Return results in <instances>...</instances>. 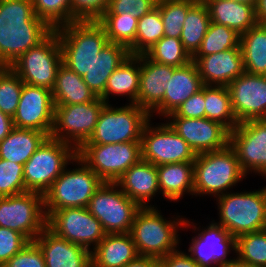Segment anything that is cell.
Segmentation results:
<instances>
[{
	"label": "cell",
	"instance_id": "49",
	"mask_svg": "<svg viewBox=\"0 0 266 267\" xmlns=\"http://www.w3.org/2000/svg\"><path fill=\"white\" fill-rule=\"evenodd\" d=\"M167 117L203 118L205 117L204 86L185 100L174 113Z\"/></svg>",
	"mask_w": 266,
	"mask_h": 267
},
{
	"label": "cell",
	"instance_id": "46",
	"mask_svg": "<svg viewBox=\"0 0 266 267\" xmlns=\"http://www.w3.org/2000/svg\"><path fill=\"white\" fill-rule=\"evenodd\" d=\"M29 242L21 233L0 227V267L21 251Z\"/></svg>",
	"mask_w": 266,
	"mask_h": 267
},
{
	"label": "cell",
	"instance_id": "25",
	"mask_svg": "<svg viewBox=\"0 0 266 267\" xmlns=\"http://www.w3.org/2000/svg\"><path fill=\"white\" fill-rule=\"evenodd\" d=\"M202 79L194 61L176 67L172 78L166 85L163 97V118L172 114L190 96L197 93L203 87Z\"/></svg>",
	"mask_w": 266,
	"mask_h": 267
},
{
	"label": "cell",
	"instance_id": "11",
	"mask_svg": "<svg viewBox=\"0 0 266 267\" xmlns=\"http://www.w3.org/2000/svg\"><path fill=\"white\" fill-rule=\"evenodd\" d=\"M210 222L201 229L200 225L196 227L198 224L185 218L183 228L187 229L190 226L191 229L192 226L195 234L198 231L189 242L187 250L189 256L200 267H233L236 264V257L229 258L228 255L232 251L236 253V238L215 220Z\"/></svg>",
	"mask_w": 266,
	"mask_h": 267
},
{
	"label": "cell",
	"instance_id": "28",
	"mask_svg": "<svg viewBox=\"0 0 266 267\" xmlns=\"http://www.w3.org/2000/svg\"><path fill=\"white\" fill-rule=\"evenodd\" d=\"M209 11L211 22L225 25L242 35L258 22L255 6L233 0H202Z\"/></svg>",
	"mask_w": 266,
	"mask_h": 267
},
{
	"label": "cell",
	"instance_id": "9",
	"mask_svg": "<svg viewBox=\"0 0 266 267\" xmlns=\"http://www.w3.org/2000/svg\"><path fill=\"white\" fill-rule=\"evenodd\" d=\"M63 63L56 30L42 42L23 53L10 68L28 85L52 90L59 67Z\"/></svg>",
	"mask_w": 266,
	"mask_h": 267
},
{
	"label": "cell",
	"instance_id": "27",
	"mask_svg": "<svg viewBox=\"0 0 266 267\" xmlns=\"http://www.w3.org/2000/svg\"><path fill=\"white\" fill-rule=\"evenodd\" d=\"M130 55L126 46L108 42L94 58L92 67L85 74L83 80L97 97H101L105 101L107 80Z\"/></svg>",
	"mask_w": 266,
	"mask_h": 267
},
{
	"label": "cell",
	"instance_id": "42",
	"mask_svg": "<svg viewBox=\"0 0 266 267\" xmlns=\"http://www.w3.org/2000/svg\"><path fill=\"white\" fill-rule=\"evenodd\" d=\"M37 17L53 30L72 23L71 0H32Z\"/></svg>",
	"mask_w": 266,
	"mask_h": 267
},
{
	"label": "cell",
	"instance_id": "2",
	"mask_svg": "<svg viewBox=\"0 0 266 267\" xmlns=\"http://www.w3.org/2000/svg\"><path fill=\"white\" fill-rule=\"evenodd\" d=\"M171 218L164 217L156 206L138 209L130 234L140 256L160 259L178 249L181 244L178 231L183 229L185 218L179 215Z\"/></svg>",
	"mask_w": 266,
	"mask_h": 267
},
{
	"label": "cell",
	"instance_id": "38",
	"mask_svg": "<svg viewBox=\"0 0 266 267\" xmlns=\"http://www.w3.org/2000/svg\"><path fill=\"white\" fill-rule=\"evenodd\" d=\"M97 21L103 26L108 41L126 46L128 49L136 41L138 19L129 13L122 15H101Z\"/></svg>",
	"mask_w": 266,
	"mask_h": 267
},
{
	"label": "cell",
	"instance_id": "16",
	"mask_svg": "<svg viewBox=\"0 0 266 267\" xmlns=\"http://www.w3.org/2000/svg\"><path fill=\"white\" fill-rule=\"evenodd\" d=\"M46 227L60 238L90 251L106 235L100 221L86 207L56 210L47 217Z\"/></svg>",
	"mask_w": 266,
	"mask_h": 267
},
{
	"label": "cell",
	"instance_id": "52",
	"mask_svg": "<svg viewBox=\"0 0 266 267\" xmlns=\"http://www.w3.org/2000/svg\"><path fill=\"white\" fill-rule=\"evenodd\" d=\"M13 128L12 117L0 111V142L12 131Z\"/></svg>",
	"mask_w": 266,
	"mask_h": 267
},
{
	"label": "cell",
	"instance_id": "21",
	"mask_svg": "<svg viewBox=\"0 0 266 267\" xmlns=\"http://www.w3.org/2000/svg\"><path fill=\"white\" fill-rule=\"evenodd\" d=\"M138 56L140 57V83L137 105L148 112L152 119L155 115L161 119L166 85L176 67L154 62L145 54Z\"/></svg>",
	"mask_w": 266,
	"mask_h": 267
},
{
	"label": "cell",
	"instance_id": "12",
	"mask_svg": "<svg viewBox=\"0 0 266 267\" xmlns=\"http://www.w3.org/2000/svg\"><path fill=\"white\" fill-rule=\"evenodd\" d=\"M77 155L104 181L116 182L142 159L141 141L83 144Z\"/></svg>",
	"mask_w": 266,
	"mask_h": 267
},
{
	"label": "cell",
	"instance_id": "37",
	"mask_svg": "<svg viewBox=\"0 0 266 267\" xmlns=\"http://www.w3.org/2000/svg\"><path fill=\"white\" fill-rule=\"evenodd\" d=\"M236 263L266 267V229L236 238Z\"/></svg>",
	"mask_w": 266,
	"mask_h": 267
},
{
	"label": "cell",
	"instance_id": "13",
	"mask_svg": "<svg viewBox=\"0 0 266 267\" xmlns=\"http://www.w3.org/2000/svg\"><path fill=\"white\" fill-rule=\"evenodd\" d=\"M106 104L97 97L82 104L55 105L50 137L69 143L78 150L91 137Z\"/></svg>",
	"mask_w": 266,
	"mask_h": 267
},
{
	"label": "cell",
	"instance_id": "41",
	"mask_svg": "<svg viewBox=\"0 0 266 267\" xmlns=\"http://www.w3.org/2000/svg\"><path fill=\"white\" fill-rule=\"evenodd\" d=\"M198 0H159L157 7L160 10L164 26V36L180 39L183 24L188 10Z\"/></svg>",
	"mask_w": 266,
	"mask_h": 267
},
{
	"label": "cell",
	"instance_id": "51",
	"mask_svg": "<svg viewBox=\"0 0 266 267\" xmlns=\"http://www.w3.org/2000/svg\"><path fill=\"white\" fill-rule=\"evenodd\" d=\"M124 267H159V259L151 256H138Z\"/></svg>",
	"mask_w": 266,
	"mask_h": 267
},
{
	"label": "cell",
	"instance_id": "39",
	"mask_svg": "<svg viewBox=\"0 0 266 267\" xmlns=\"http://www.w3.org/2000/svg\"><path fill=\"white\" fill-rule=\"evenodd\" d=\"M240 47V34L229 27L210 22L207 33L192 57H203Z\"/></svg>",
	"mask_w": 266,
	"mask_h": 267
},
{
	"label": "cell",
	"instance_id": "45",
	"mask_svg": "<svg viewBox=\"0 0 266 267\" xmlns=\"http://www.w3.org/2000/svg\"><path fill=\"white\" fill-rule=\"evenodd\" d=\"M157 2L158 0H109L107 9L101 15L129 13L139 19L154 9Z\"/></svg>",
	"mask_w": 266,
	"mask_h": 267
},
{
	"label": "cell",
	"instance_id": "54",
	"mask_svg": "<svg viewBox=\"0 0 266 267\" xmlns=\"http://www.w3.org/2000/svg\"><path fill=\"white\" fill-rule=\"evenodd\" d=\"M233 1H238V2H243V3H250V4L255 6L258 0H233Z\"/></svg>",
	"mask_w": 266,
	"mask_h": 267
},
{
	"label": "cell",
	"instance_id": "50",
	"mask_svg": "<svg viewBox=\"0 0 266 267\" xmlns=\"http://www.w3.org/2000/svg\"><path fill=\"white\" fill-rule=\"evenodd\" d=\"M178 249L159 259V267H200L186 251Z\"/></svg>",
	"mask_w": 266,
	"mask_h": 267
},
{
	"label": "cell",
	"instance_id": "17",
	"mask_svg": "<svg viewBox=\"0 0 266 267\" xmlns=\"http://www.w3.org/2000/svg\"><path fill=\"white\" fill-rule=\"evenodd\" d=\"M229 145L246 175L253 172L266 179V119L239 123L230 131Z\"/></svg>",
	"mask_w": 266,
	"mask_h": 267
},
{
	"label": "cell",
	"instance_id": "20",
	"mask_svg": "<svg viewBox=\"0 0 266 267\" xmlns=\"http://www.w3.org/2000/svg\"><path fill=\"white\" fill-rule=\"evenodd\" d=\"M226 87L238 123L266 119V75L244 72Z\"/></svg>",
	"mask_w": 266,
	"mask_h": 267
},
{
	"label": "cell",
	"instance_id": "48",
	"mask_svg": "<svg viewBox=\"0 0 266 267\" xmlns=\"http://www.w3.org/2000/svg\"><path fill=\"white\" fill-rule=\"evenodd\" d=\"M109 0H71L72 22L97 20L107 9Z\"/></svg>",
	"mask_w": 266,
	"mask_h": 267
},
{
	"label": "cell",
	"instance_id": "19",
	"mask_svg": "<svg viewBox=\"0 0 266 267\" xmlns=\"http://www.w3.org/2000/svg\"><path fill=\"white\" fill-rule=\"evenodd\" d=\"M54 107L51 90L24 83L16 113L12 117L13 125L16 128L39 130L50 137Z\"/></svg>",
	"mask_w": 266,
	"mask_h": 267
},
{
	"label": "cell",
	"instance_id": "40",
	"mask_svg": "<svg viewBox=\"0 0 266 267\" xmlns=\"http://www.w3.org/2000/svg\"><path fill=\"white\" fill-rule=\"evenodd\" d=\"M150 60L173 67H181L192 61L180 39L163 36L144 53Z\"/></svg>",
	"mask_w": 266,
	"mask_h": 267
},
{
	"label": "cell",
	"instance_id": "15",
	"mask_svg": "<svg viewBox=\"0 0 266 267\" xmlns=\"http://www.w3.org/2000/svg\"><path fill=\"white\" fill-rule=\"evenodd\" d=\"M142 159L160 166L171 163L194 162L196 154L188 143L167 122L145 125L141 137Z\"/></svg>",
	"mask_w": 266,
	"mask_h": 267
},
{
	"label": "cell",
	"instance_id": "29",
	"mask_svg": "<svg viewBox=\"0 0 266 267\" xmlns=\"http://www.w3.org/2000/svg\"><path fill=\"white\" fill-rule=\"evenodd\" d=\"M158 185L163 198L178 201L186 194L194 196V162L157 166Z\"/></svg>",
	"mask_w": 266,
	"mask_h": 267
},
{
	"label": "cell",
	"instance_id": "1",
	"mask_svg": "<svg viewBox=\"0 0 266 267\" xmlns=\"http://www.w3.org/2000/svg\"><path fill=\"white\" fill-rule=\"evenodd\" d=\"M52 31L35 15L32 0H0V61L6 67Z\"/></svg>",
	"mask_w": 266,
	"mask_h": 267
},
{
	"label": "cell",
	"instance_id": "5",
	"mask_svg": "<svg viewBox=\"0 0 266 267\" xmlns=\"http://www.w3.org/2000/svg\"><path fill=\"white\" fill-rule=\"evenodd\" d=\"M73 163L74 168L66 167L43 195L46 218L56 210L87 207L104 182L78 155Z\"/></svg>",
	"mask_w": 266,
	"mask_h": 267
},
{
	"label": "cell",
	"instance_id": "47",
	"mask_svg": "<svg viewBox=\"0 0 266 267\" xmlns=\"http://www.w3.org/2000/svg\"><path fill=\"white\" fill-rule=\"evenodd\" d=\"M1 267H46V262L39 246L31 241Z\"/></svg>",
	"mask_w": 266,
	"mask_h": 267
},
{
	"label": "cell",
	"instance_id": "31",
	"mask_svg": "<svg viewBox=\"0 0 266 267\" xmlns=\"http://www.w3.org/2000/svg\"><path fill=\"white\" fill-rule=\"evenodd\" d=\"M47 137L39 130L14 127L0 142V159L24 165Z\"/></svg>",
	"mask_w": 266,
	"mask_h": 267
},
{
	"label": "cell",
	"instance_id": "56",
	"mask_svg": "<svg viewBox=\"0 0 266 267\" xmlns=\"http://www.w3.org/2000/svg\"><path fill=\"white\" fill-rule=\"evenodd\" d=\"M6 68V66L0 61V73Z\"/></svg>",
	"mask_w": 266,
	"mask_h": 267
},
{
	"label": "cell",
	"instance_id": "43",
	"mask_svg": "<svg viewBox=\"0 0 266 267\" xmlns=\"http://www.w3.org/2000/svg\"><path fill=\"white\" fill-rule=\"evenodd\" d=\"M24 82L10 68L0 73V111L10 117L16 113Z\"/></svg>",
	"mask_w": 266,
	"mask_h": 267
},
{
	"label": "cell",
	"instance_id": "18",
	"mask_svg": "<svg viewBox=\"0 0 266 267\" xmlns=\"http://www.w3.org/2000/svg\"><path fill=\"white\" fill-rule=\"evenodd\" d=\"M179 134L194 151L200 154L226 148L230 131L221 123L208 118L166 117L164 122Z\"/></svg>",
	"mask_w": 266,
	"mask_h": 267
},
{
	"label": "cell",
	"instance_id": "53",
	"mask_svg": "<svg viewBox=\"0 0 266 267\" xmlns=\"http://www.w3.org/2000/svg\"><path fill=\"white\" fill-rule=\"evenodd\" d=\"M256 19L259 24H266V0H258L255 5Z\"/></svg>",
	"mask_w": 266,
	"mask_h": 267
},
{
	"label": "cell",
	"instance_id": "35",
	"mask_svg": "<svg viewBox=\"0 0 266 267\" xmlns=\"http://www.w3.org/2000/svg\"><path fill=\"white\" fill-rule=\"evenodd\" d=\"M205 118L216 121L232 131L239 123L234 115L226 86L204 85Z\"/></svg>",
	"mask_w": 266,
	"mask_h": 267
},
{
	"label": "cell",
	"instance_id": "10",
	"mask_svg": "<svg viewBox=\"0 0 266 267\" xmlns=\"http://www.w3.org/2000/svg\"><path fill=\"white\" fill-rule=\"evenodd\" d=\"M88 211L96 217L106 234L130 233L140 206L116 182H103L90 199Z\"/></svg>",
	"mask_w": 266,
	"mask_h": 267
},
{
	"label": "cell",
	"instance_id": "4",
	"mask_svg": "<svg viewBox=\"0 0 266 267\" xmlns=\"http://www.w3.org/2000/svg\"><path fill=\"white\" fill-rule=\"evenodd\" d=\"M61 45L63 64L81 77L109 42L105 29L97 20H77L55 29Z\"/></svg>",
	"mask_w": 266,
	"mask_h": 267
},
{
	"label": "cell",
	"instance_id": "3",
	"mask_svg": "<svg viewBox=\"0 0 266 267\" xmlns=\"http://www.w3.org/2000/svg\"><path fill=\"white\" fill-rule=\"evenodd\" d=\"M236 151L226 148L197 154L194 160V195L219 197L246 179Z\"/></svg>",
	"mask_w": 266,
	"mask_h": 267
},
{
	"label": "cell",
	"instance_id": "26",
	"mask_svg": "<svg viewBox=\"0 0 266 267\" xmlns=\"http://www.w3.org/2000/svg\"><path fill=\"white\" fill-rule=\"evenodd\" d=\"M138 256L130 233L106 234L91 251L92 267H124Z\"/></svg>",
	"mask_w": 266,
	"mask_h": 267
},
{
	"label": "cell",
	"instance_id": "23",
	"mask_svg": "<svg viewBox=\"0 0 266 267\" xmlns=\"http://www.w3.org/2000/svg\"><path fill=\"white\" fill-rule=\"evenodd\" d=\"M34 242L43 253L46 267H92L90 250L60 238L47 227Z\"/></svg>",
	"mask_w": 266,
	"mask_h": 267
},
{
	"label": "cell",
	"instance_id": "36",
	"mask_svg": "<svg viewBox=\"0 0 266 267\" xmlns=\"http://www.w3.org/2000/svg\"><path fill=\"white\" fill-rule=\"evenodd\" d=\"M164 36V26L159 8L156 6L138 19L136 41L129 48L131 55L144 54Z\"/></svg>",
	"mask_w": 266,
	"mask_h": 267
},
{
	"label": "cell",
	"instance_id": "30",
	"mask_svg": "<svg viewBox=\"0 0 266 267\" xmlns=\"http://www.w3.org/2000/svg\"><path fill=\"white\" fill-rule=\"evenodd\" d=\"M139 83L140 57L138 55H130L107 80L105 102L110 104L109 98L112 96H126L129 104H137Z\"/></svg>",
	"mask_w": 266,
	"mask_h": 267
},
{
	"label": "cell",
	"instance_id": "22",
	"mask_svg": "<svg viewBox=\"0 0 266 267\" xmlns=\"http://www.w3.org/2000/svg\"><path fill=\"white\" fill-rule=\"evenodd\" d=\"M192 61L198 68L203 85L207 86H227L245 72L241 48L192 57Z\"/></svg>",
	"mask_w": 266,
	"mask_h": 267
},
{
	"label": "cell",
	"instance_id": "44",
	"mask_svg": "<svg viewBox=\"0 0 266 267\" xmlns=\"http://www.w3.org/2000/svg\"><path fill=\"white\" fill-rule=\"evenodd\" d=\"M23 165L0 159V197L26 192Z\"/></svg>",
	"mask_w": 266,
	"mask_h": 267
},
{
	"label": "cell",
	"instance_id": "33",
	"mask_svg": "<svg viewBox=\"0 0 266 267\" xmlns=\"http://www.w3.org/2000/svg\"><path fill=\"white\" fill-rule=\"evenodd\" d=\"M240 47L245 72L266 75V24L257 23L240 35Z\"/></svg>",
	"mask_w": 266,
	"mask_h": 267
},
{
	"label": "cell",
	"instance_id": "8",
	"mask_svg": "<svg viewBox=\"0 0 266 267\" xmlns=\"http://www.w3.org/2000/svg\"><path fill=\"white\" fill-rule=\"evenodd\" d=\"M151 115L137 104L113 107L106 104L99 115L91 137L84 144H116L141 141Z\"/></svg>",
	"mask_w": 266,
	"mask_h": 267
},
{
	"label": "cell",
	"instance_id": "14",
	"mask_svg": "<svg viewBox=\"0 0 266 267\" xmlns=\"http://www.w3.org/2000/svg\"><path fill=\"white\" fill-rule=\"evenodd\" d=\"M43 195L26 191L0 197V227L15 230L30 242L46 228Z\"/></svg>",
	"mask_w": 266,
	"mask_h": 267
},
{
	"label": "cell",
	"instance_id": "32",
	"mask_svg": "<svg viewBox=\"0 0 266 267\" xmlns=\"http://www.w3.org/2000/svg\"><path fill=\"white\" fill-rule=\"evenodd\" d=\"M52 97L55 105L82 104L97 98L84 82L83 77L70 70L63 63L59 67Z\"/></svg>",
	"mask_w": 266,
	"mask_h": 267
},
{
	"label": "cell",
	"instance_id": "6",
	"mask_svg": "<svg viewBox=\"0 0 266 267\" xmlns=\"http://www.w3.org/2000/svg\"><path fill=\"white\" fill-rule=\"evenodd\" d=\"M219 221L235 238L266 229V186L254 191L228 192L217 197Z\"/></svg>",
	"mask_w": 266,
	"mask_h": 267
},
{
	"label": "cell",
	"instance_id": "34",
	"mask_svg": "<svg viewBox=\"0 0 266 267\" xmlns=\"http://www.w3.org/2000/svg\"><path fill=\"white\" fill-rule=\"evenodd\" d=\"M210 22L207 6L202 0H198L188 10L180 36L184 49L191 57L199 49Z\"/></svg>",
	"mask_w": 266,
	"mask_h": 267
},
{
	"label": "cell",
	"instance_id": "55",
	"mask_svg": "<svg viewBox=\"0 0 266 267\" xmlns=\"http://www.w3.org/2000/svg\"><path fill=\"white\" fill-rule=\"evenodd\" d=\"M233 267H258V266H250V265H246V264H235Z\"/></svg>",
	"mask_w": 266,
	"mask_h": 267
},
{
	"label": "cell",
	"instance_id": "24",
	"mask_svg": "<svg viewBox=\"0 0 266 267\" xmlns=\"http://www.w3.org/2000/svg\"><path fill=\"white\" fill-rule=\"evenodd\" d=\"M116 183L140 207L155 206L150 202L160 193V189L157 166L154 164L141 159L133 164Z\"/></svg>",
	"mask_w": 266,
	"mask_h": 267
},
{
	"label": "cell",
	"instance_id": "7",
	"mask_svg": "<svg viewBox=\"0 0 266 267\" xmlns=\"http://www.w3.org/2000/svg\"><path fill=\"white\" fill-rule=\"evenodd\" d=\"M75 157L73 145L47 137L23 165L26 190L44 195L68 165L74 166Z\"/></svg>",
	"mask_w": 266,
	"mask_h": 267
}]
</instances>
